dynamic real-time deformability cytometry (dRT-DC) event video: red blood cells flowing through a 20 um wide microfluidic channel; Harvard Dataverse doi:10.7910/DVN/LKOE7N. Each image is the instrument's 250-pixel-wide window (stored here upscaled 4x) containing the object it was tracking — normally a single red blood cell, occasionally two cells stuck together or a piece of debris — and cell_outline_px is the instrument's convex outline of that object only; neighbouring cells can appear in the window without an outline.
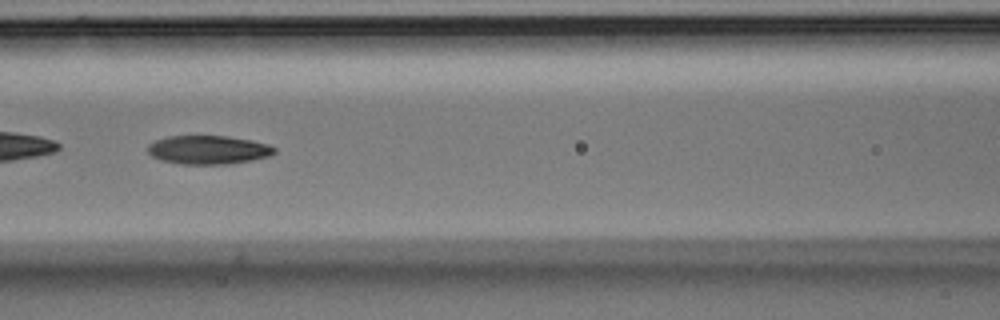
{"species": "Egyptian fruit bat (a non-hibernating species)", "species_latin": "Rousettus aegyptiacus", "temperature_condition": "room temperature", "stored_images_in_passage": 54, "camera_frame_rate_fps": 3000, "um_per_image_px": 0.085, "animal": {"sex": "male"}, "frame": {"image": 1, "passage_image": 24, "time_ms": 7.667, "image_size_px": [1000, 320], "cell_outline_px": [[276, 152], [268, 156], [252, 160], [232, 164], [180, 164], [160, 160], [152, 156], [148, 152], [148, 144], [156, 140], [168, 136], [228, 136], [252, 140], [268, 144], [276, 148]], "centroid_in_image_um": [17.71, 12.74], "position_along_channel_um": 148.9, "area_um2": 21.27}, "authors_computed_cell_mechanics": {"area_um2": 21.7906, "velocity_mm_per_s": 3.7124, "shape_relaxation_time_tau1_ms": 6.1502, "shape_relaxation_time_tau2_ms": 8.1652, "deformation_change_tau1": 0.1585, "deformation_change_tau2": 0.1702}}